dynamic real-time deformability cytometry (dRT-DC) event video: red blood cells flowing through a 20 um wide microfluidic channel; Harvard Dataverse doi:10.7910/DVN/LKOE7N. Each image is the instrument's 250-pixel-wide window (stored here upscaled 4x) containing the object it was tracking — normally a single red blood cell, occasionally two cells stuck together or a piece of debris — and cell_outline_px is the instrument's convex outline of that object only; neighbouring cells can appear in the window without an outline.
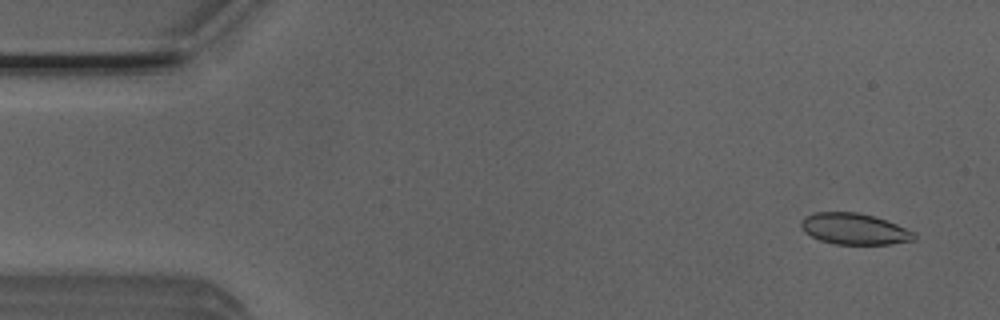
{"species": "Egyptian fruit bat (a non-hibernating species)", "species_latin": "Rousettus aegyptiacus", "temperature_condition": "room temperature", "stored_images_in_passage": 9, "camera_frame_rate_fps": 3000, "um_per_image_px": 0.085, "animal": {"sex": "male"}, "frame": {"image": 1, "passage_image": 3, "time_ms": 0.667, "image_size_px": [1000, 320], "cell_outline_px": [[916, 240], [888, 244], [832, 244], [820, 240], [804, 232], [800, 228], [800, 220], [804, 216], [812, 212], [860, 212], [876, 216], [916, 232]], "centroid_in_image_um": [72.6, 19.45], "position_along_channel_um": 12.4, "area_um2": 20.92}}